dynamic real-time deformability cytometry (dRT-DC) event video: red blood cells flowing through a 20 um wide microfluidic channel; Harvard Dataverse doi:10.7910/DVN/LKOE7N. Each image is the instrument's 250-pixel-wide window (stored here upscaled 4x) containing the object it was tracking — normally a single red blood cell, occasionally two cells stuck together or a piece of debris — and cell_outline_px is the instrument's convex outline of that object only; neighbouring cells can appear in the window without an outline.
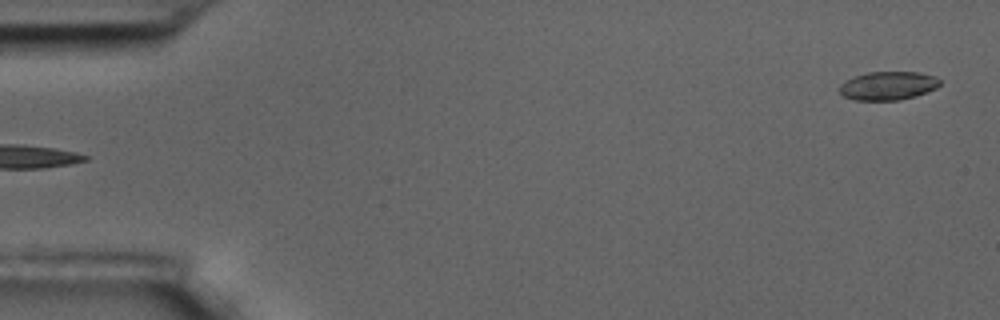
{"species": "common noctule bat (a hibernating species)", "species_latin": "Nyctalus noctula", "temperature_condition": "room temperature", "stored_images_in_passage": 5, "segment_of_instrument_passage": [2, 2], "camera_frame_rate_fps": 3000, "um_per_image_px": 0.085, "animal": {"sex": "male", "body_mass_g": 17.5, "forearm_length_mm": 52.3}, "frame": {"image": 1, "passage_image": 5, "time_ms": 1.333, "image_size_px": [1000, 320], "cell_outline_px": [[940, 84], [936, 88], [916, 96], [900, 100], [856, 100], [844, 96], [840, 92], [840, 84], [852, 76], [868, 72], [920, 72], [932, 76], [940, 80]], "centroid_in_image_um": [75.47, 7.28], "position_along_channel_um": 9.5, "area_um2": 16.65}}